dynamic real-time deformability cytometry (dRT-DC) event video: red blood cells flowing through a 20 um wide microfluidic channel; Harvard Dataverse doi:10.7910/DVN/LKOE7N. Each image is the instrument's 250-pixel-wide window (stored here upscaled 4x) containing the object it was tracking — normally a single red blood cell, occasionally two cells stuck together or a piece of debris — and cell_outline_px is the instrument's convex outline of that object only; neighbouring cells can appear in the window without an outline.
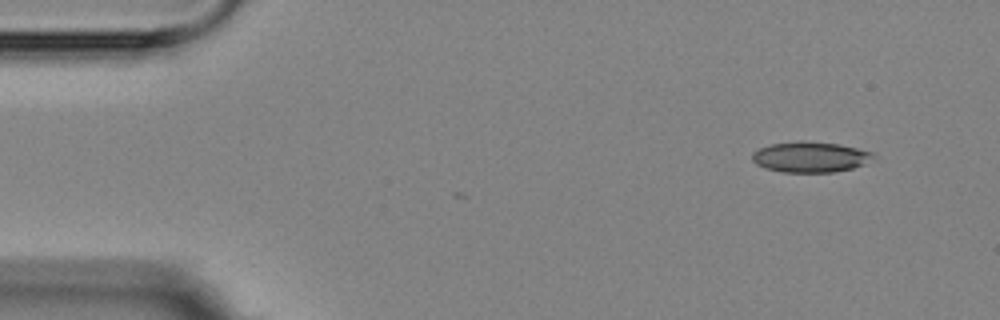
{"species": "Egyptian fruit bat (a non-hibernating species)", "species_latin": "Rousettus aegyptiacus", "temperature_condition": "room temperature", "stored_images_in_passage": 4, "camera_frame_rate_fps": 3000, "um_per_image_px": 0.085, "animal": {"sex": "female"}, "frame": {"image": 1, "passage_image": 1, "time_ms": 0.0, "image_size_px": [1000, 320], "cell_outline_px": [[876, 156], [864, 164], [852, 168], [832, 172], [780, 172], [764, 168], [756, 164], [752, 160], [752, 152], [760, 148], [772, 144], [796, 140], [804, 140], [840, 144], [876, 152]], "centroid_in_image_um": [68.88, 13.33], "position_along_channel_um": 16.1, "area_um2": 21.91}}